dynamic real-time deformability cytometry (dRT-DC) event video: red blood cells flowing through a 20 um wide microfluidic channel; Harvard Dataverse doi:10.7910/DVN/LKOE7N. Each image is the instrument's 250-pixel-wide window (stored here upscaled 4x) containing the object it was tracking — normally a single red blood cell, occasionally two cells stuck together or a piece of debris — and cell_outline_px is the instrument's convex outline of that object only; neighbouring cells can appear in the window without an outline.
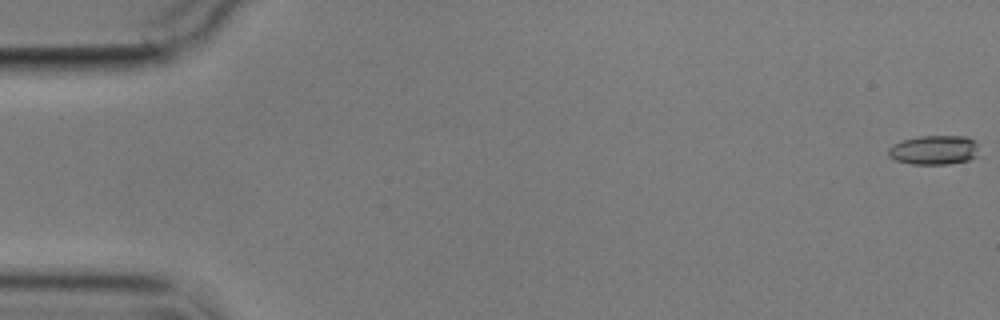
{"species": "common noctule bat (a hibernating species)", "species_latin": "Nyctalus noctula", "temperature_condition": "cold", "stored_images_in_passage": 7, "camera_frame_rate_fps": 3000, "um_per_image_px": 0.085, "animal": {"sex": "male", "body_mass_g": 17.9}, "frame": {"image": 1, "passage_image": 1, "time_ms": 0.0, "image_size_px": [1000, 320], "cell_outline_px": [[976, 156], [968, 160], [948, 164], [912, 164], [896, 160], [888, 156], [888, 148], [892, 144], [904, 140], [920, 136], [968, 136], [976, 140]], "centroid_in_image_um": [79.38, 12.74], "position_along_channel_um": 5.6, "area_um2": 15.43}}
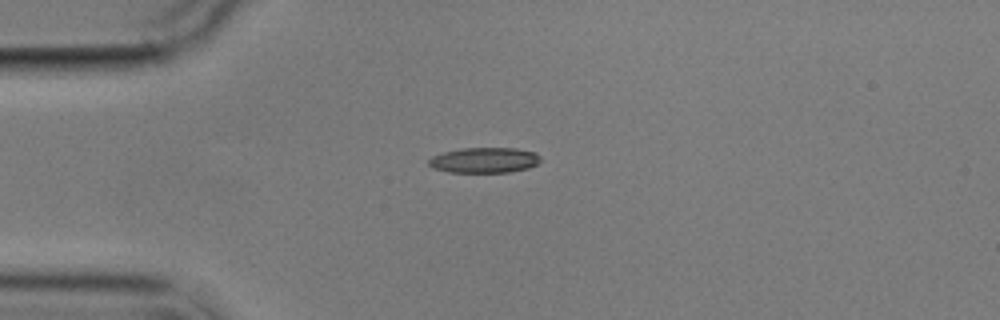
{"frame": {"image": 2, "passage_image": 5, "time_ms": 4.667, "image_size_px": [1000, 320], "cell_outline_px": [[540, 160], [536, 164], [528, 168], [508, 172], [448, 172], [432, 168], [428, 164], [428, 160], [432, 156], [444, 152], [460, 148], [516, 148], [536, 152], [540, 156]], "centroid_in_image_um": [41.15, 13.61], "position_along_channel_um": 43.8, "area_um2": 16.59}}
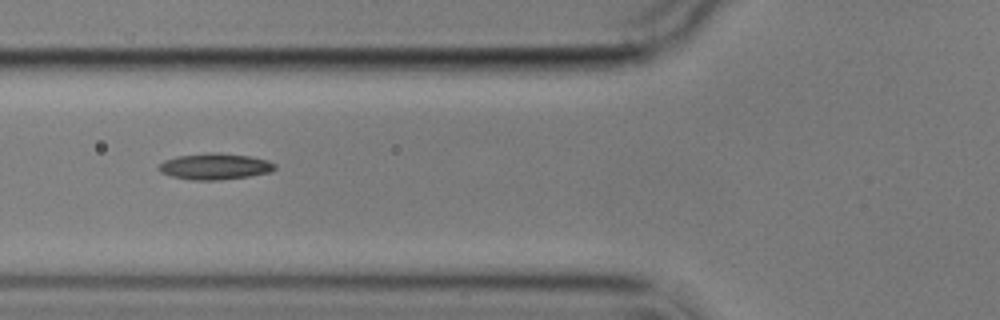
{"frame": {"image": 3, "passage_image": 7, "time_ms": 7.0, "image_size_px": [1000, 320], "cell_outline_px": [[276, 168], [272, 172], [248, 176], [220, 180], [192, 180], [172, 176], [160, 172], [156, 168], [164, 160], [176, 156], [212, 152], [248, 156], [268, 160], [276, 164]], "centroid_in_image_um": [18.26, 14.15], "position_along_channel_um": 107.5, "area_um2": 17.74}}